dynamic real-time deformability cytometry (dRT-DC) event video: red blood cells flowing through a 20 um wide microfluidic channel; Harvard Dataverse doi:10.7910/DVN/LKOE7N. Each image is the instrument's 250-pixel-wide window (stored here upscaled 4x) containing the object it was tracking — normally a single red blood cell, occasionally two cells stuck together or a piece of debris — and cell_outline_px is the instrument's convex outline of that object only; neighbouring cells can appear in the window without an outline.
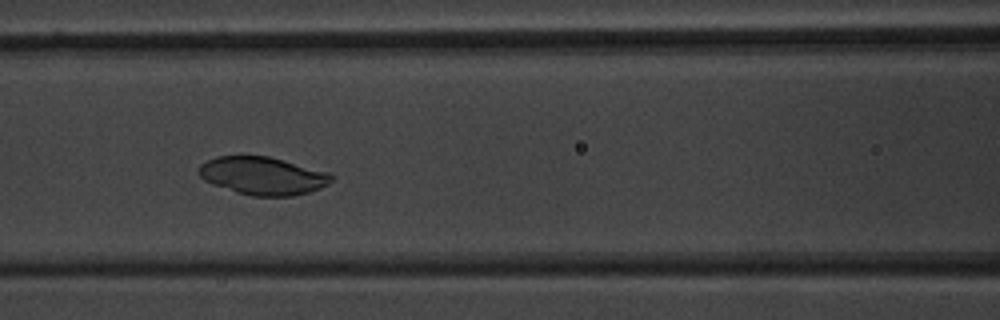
{"species": "common noctule bat (a hibernating species)", "species_latin": "Nyctalus noctula", "temperature_condition": "warm", "stored_images_in_passage": 50, "camera_frame_rate_fps": 3000, "um_per_image_px": 0.085, "animal": {"sex": "male", "body_mass_g": 20.1, "forearm_length_mm": 53.5}, "frame": {"image": 1, "passage_image": 22, "time_ms": 7.0, "image_size_px": [1000, 320], "cell_outline_px": [[336, 176], [328, 184], [320, 188], [308, 192], [292, 196], [252, 196], [236, 192], [212, 184], [204, 180], [196, 172], [200, 164], [216, 156], [268, 156], [284, 160], [328, 172]], "centroid_in_image_um": [22.32, 14.94], "position_along_channel_um": 144.3, "area_um2": 29.36}}
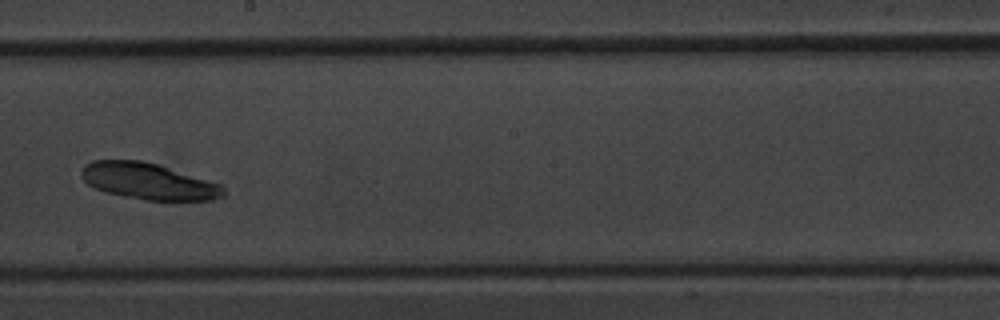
{"frame": {"image": 2, "passage_image": 29, "time_ms": 9.333, "image_size_px": [1000, 320], "cell_outline_px": [[224, 196], [212, 200], [168, 204], [144, 200], [104, 192], [88, 184], [80, 176], [80, 172], [84, 164], [92, 160], [140, 160], [156, 164], [224, 184]], "centroid_in_image_um": [12.69, 15.46], "position_along_channel_um": 235.5, "area_um2": 31.27}}
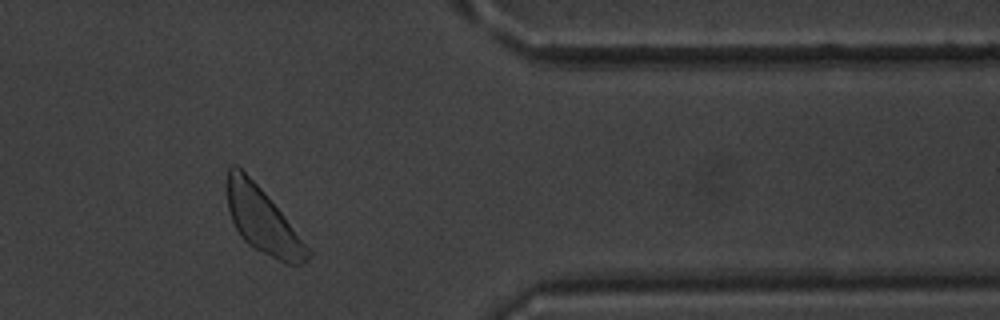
{"frame": {"image": 3, "passage_image": 42, "time_ms": 13.667, "image_size_px": [1000, 320], "cell_outline_px": [[312, 252], [308, 260], [300, 264], [284, 264], [248, 244], [240, 236], [232, 220], [228, 208], [228, 168], [232, 164], [236, 164], [264, 192], [312, 248]], "centroid_in_image_um": [22.38, 18.79], "position_along_channel_um": 389.0, "area_um2": 30.52}}